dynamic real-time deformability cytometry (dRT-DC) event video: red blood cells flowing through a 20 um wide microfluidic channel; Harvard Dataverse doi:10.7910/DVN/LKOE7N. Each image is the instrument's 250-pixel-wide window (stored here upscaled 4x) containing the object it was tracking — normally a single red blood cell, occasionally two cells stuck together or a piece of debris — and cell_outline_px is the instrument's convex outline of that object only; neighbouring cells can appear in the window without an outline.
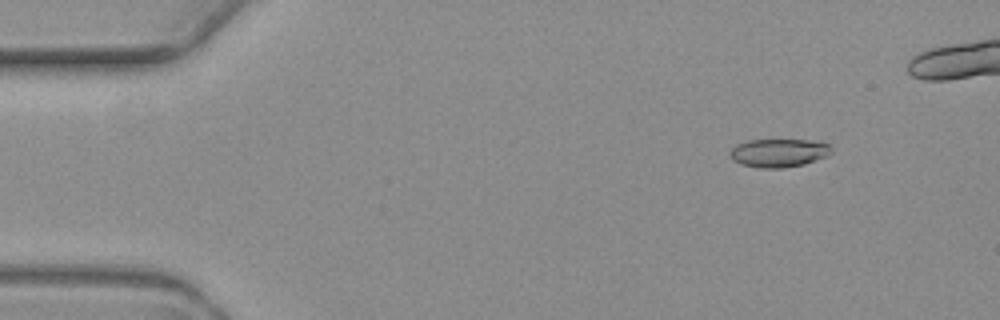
{"species": "common noctule bat (a hibernating species)", "species_latin": "Nyctalus noctula", "temperature_condition": "warm", "stored_images_in_passage": 6, "camera_frame_rate_fps": 3000, "um_per_image_px": 0.085, "animal": {"sex": "female", "body_mass_g": 19.3, "forearm_length_mm": 54.1}, "frame": {"image": 1, "passage_image": 2, "time_ms": 1.333, "image_size_px": [1000, 320], "cell_outline_px": [[832, 152], [828, 156], [804, 164], [780, 168], [760, 168], [740, 164], [732, 160], [728, 152], [736, 144], [748, 140], [808, 140], [828, 144], [832, 148]], "centroid_in_image_um": [66.16, 13.0], "position_along_channel_um": 18.8, "area_um2": 16.82}}